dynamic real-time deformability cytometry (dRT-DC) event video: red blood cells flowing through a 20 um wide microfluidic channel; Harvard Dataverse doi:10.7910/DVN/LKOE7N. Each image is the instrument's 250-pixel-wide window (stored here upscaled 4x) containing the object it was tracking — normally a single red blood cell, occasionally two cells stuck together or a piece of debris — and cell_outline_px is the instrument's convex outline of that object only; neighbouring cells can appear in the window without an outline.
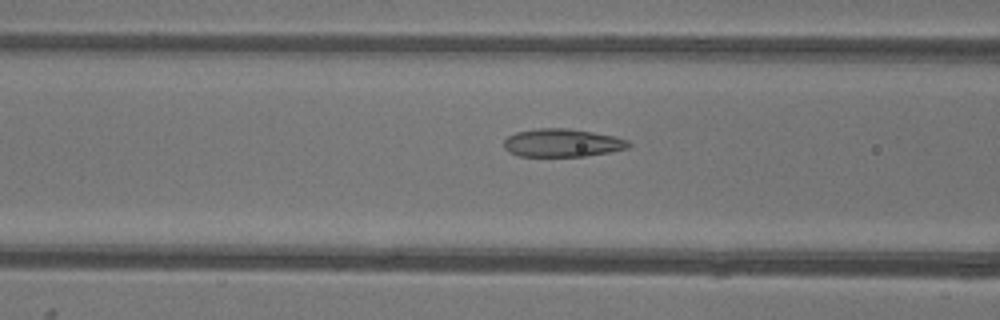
{"species": "common noctule bat (a hibernating species)", "species_latin": "Nyctalus noctula", "temperature_condition": "warm", "stored_images_in_passage": 52, "camera_frame_rate_fps": 3000, "um_per_image_px": 0.085, "animal": {"sex": "female"}, "frame": {"image": 1, "passage_image": 20, "time_ms": 6.333, "image_size_px": [1000, 320], "cell_outline_px": [[632, 144], [628, 148], [608, 152], [584, 156], [520, 156], [508, 152], [504, 148], [504, 140], [508, 136], [516, 132], [536, 128], [568, 128], [616, 136], [628, 140]], "centroid_in_image_um": [47.79, 12.14], "position_along_channel_um": 118.8, "area_um2": 20.46}}
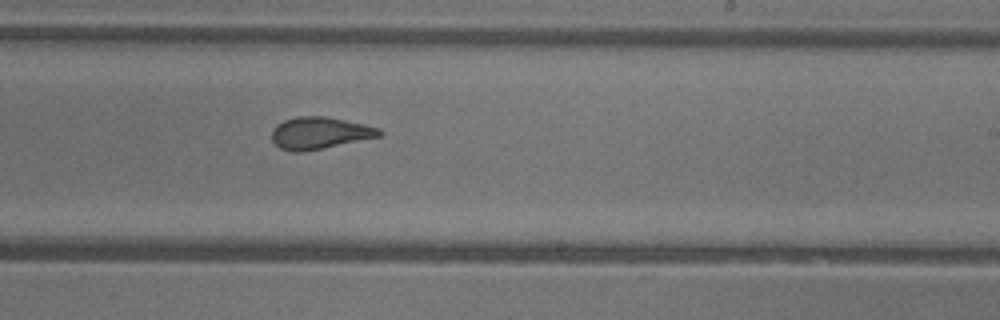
{"frame": {"image": 2, "passage_image": 31, "time_ms": 10.0, "image_size_px": [1000, 320], "cell_outline_px": [[384, 132], [380, 136], [324, 148], [304, 152], [292, 152], [280, 148], [272, 140], [272, 132], [276, 124], [284, 120], [296, 116], [324, 116], [364, 124], [380, 128]], "centroid_in_image_um": [27.16, 11.31], "position_along_channel_um": 261.8, "area_um2": 20.06}}
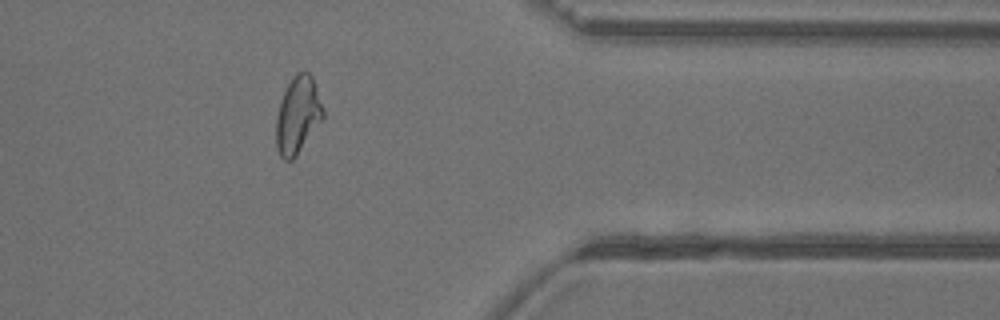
{"frame": {"image": 3, "passage_image": 42, "time_ms": 13.667, "image_size_px": [1000, 320], "cell_outline_px": [[324, 120], [296, 156], [292, 160], [284, 160], [280, 156], [276, 148], [276, 116], [280, 100], [288, 84], [296, 72], [304, 68], [312, 76], [324, 108]], "centroid_in_image_um": [25.33, 9.78], "position_along_channel_um": 386.1, "area_um2": 21.56}, "authors_computed_cell_mechanics": {"area_um2": 21.6461, "velocity_mm_per_s": 3.8977, "shape_relaxation_time_tau1_ms": null, "shape_relaxation_time_tau2_ms": 1.5247, "deformation_change_tau1": null, "deformation_change_tau2": 0.0803}}